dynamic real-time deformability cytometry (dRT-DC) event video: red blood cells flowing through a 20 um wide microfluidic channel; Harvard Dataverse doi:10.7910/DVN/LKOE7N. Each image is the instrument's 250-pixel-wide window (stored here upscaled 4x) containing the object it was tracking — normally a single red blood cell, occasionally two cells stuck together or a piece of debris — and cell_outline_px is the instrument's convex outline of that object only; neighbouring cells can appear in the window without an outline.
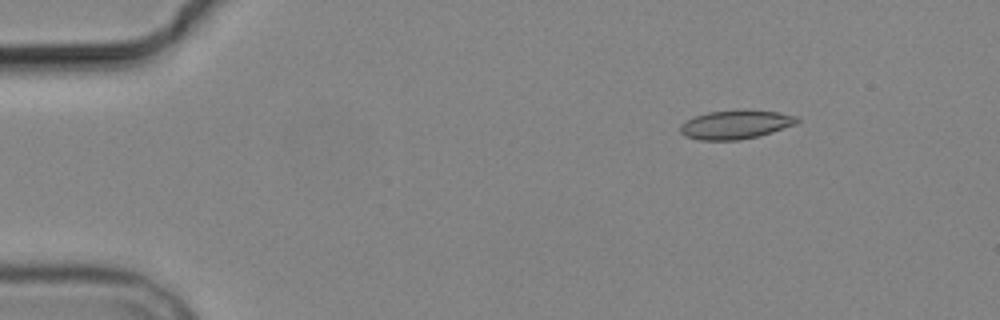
{"species": "common noctule bat (a hibernating species)", "species_latin": "Nyctalus noctula", "temperature_condition": "cold", "stored_images_in_passage": 8, "camera_frame_rate_fps": 3000, "um_per_image_px": 0.085, "animal": {"sex": "male", "body_mass_g": 19.2, "forearm_length_mm": 51.8}, "frame": {"image": 1, "passage_image": 1, "time_ms": 0.0, "image_size_px": [1000, 320], "cell_outline_px": [[800, 120], [796, 124], [772, 132], [740, 140], [700, 140], [684, 136], [680, 132], [680, 124], [696, 116], [708, 112], [780, 112], [796, 116]], "centroid_in_image_um": [62.5, 10.63], "position_along_channel_um": 22.5, "area_um2": 18.84}}
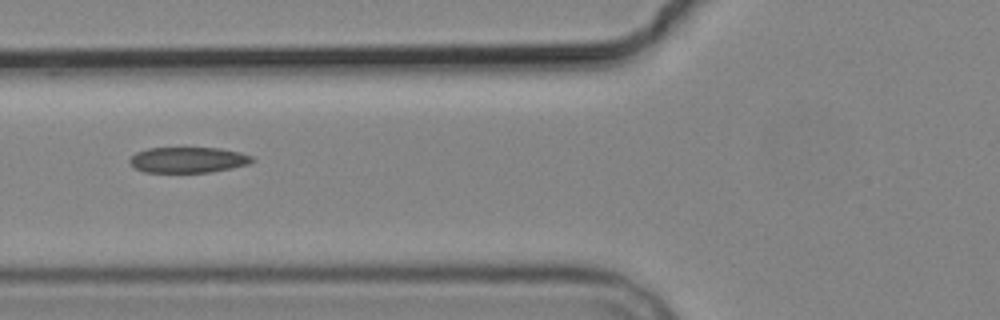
{"frame": {"image": 2, "passage_image": 5, "time_ms": 4.667, "image_size_px": [1000, 320], "cell_outline_px": [[256, 160], [248, 164], [232, 168], [212, 172], [144, 172], [128, 164], [128, 160], [136, 152], [148, 148], [220, 148], [240, 152], [252, 156]], "centroid_in_image_um": [15.99, 13.59], "position_along_channel_um": 109.8, "area_um2": 18.44}}
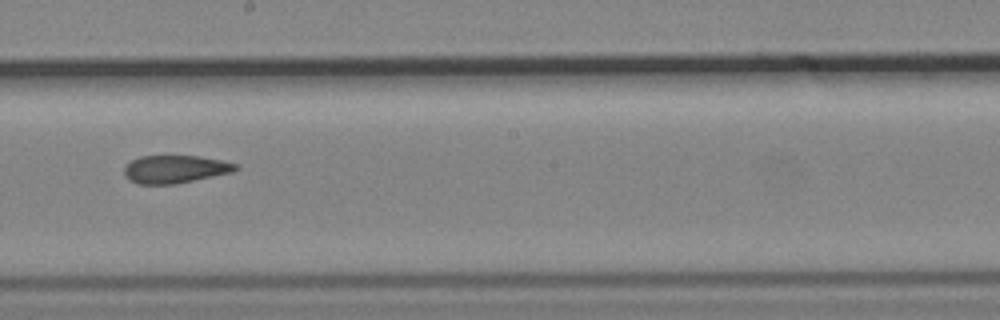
{"frame": {"image": 3, "passage_image": 8, "time_ms": 8.0, "image_size_px": [1000, 320], "cell_outline_px": [[240, 168], [232, 172], [176, 184], [136, 184], [128, 180], [124, 176], [124, 164], [140, 156], [200, 156], [224, 160], [240, 164]], "centroid_in_image_um": [14.88, 14.38], "position_along_channel_um": 233.3, "area_um2": 18.44}}